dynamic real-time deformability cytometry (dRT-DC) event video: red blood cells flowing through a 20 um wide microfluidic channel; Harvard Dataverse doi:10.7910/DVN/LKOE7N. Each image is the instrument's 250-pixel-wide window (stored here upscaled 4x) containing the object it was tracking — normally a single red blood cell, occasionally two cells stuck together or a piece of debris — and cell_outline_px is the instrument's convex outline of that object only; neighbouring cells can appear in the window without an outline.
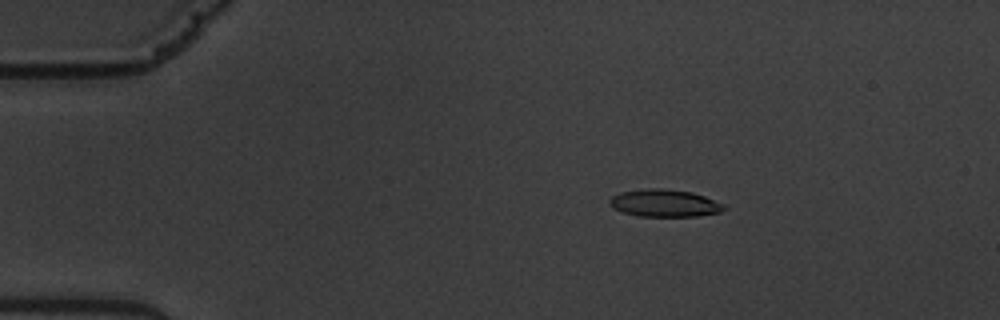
{"species": "common noctule bat (a hibernating species)", "species_latin": "Nyctalus noctula", "temperature_condition": "warm", "stored_images_in_passage": 58, "camera_frame_rate_fps": 3000, "um_per_image_px": 0.085, "animal": {"sex": "male", "body_mass_g": 19.5, "forearm_length_mm": 54.6}, "frame": {"image": 1, "passage_image": 11, "time_ms": 3.333, "image_size_px": [1000, 320], "cell_outline_px": [[728, 208], [720, 212], [696, 216], [640, 216], [624, 212], [612, 208], [608, 204], [608, 200], [612, 196], [620, 192], [648, 188], [660, 188], [692, 192], [704, 196], [724, 204]], "centroid_in_image_um": [56.47, 17.26], "position_along_channel_um": 28.5, "area_um2": 18.26}}
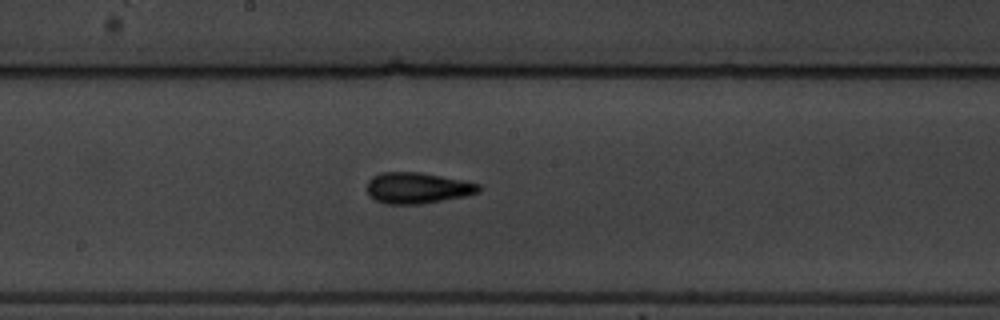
{"frame": {"image": 2, "passage_image": 32, "time_ms": 10.333, "image_size_px": [1000, 320], "cell_outline_px": [[480, 192], [464, 196], [420, 204], [384, 204], [368, 196], [368, 180], [372, 176], [380, 172], [420, 172], [480, 184]], "centroid_in_image_um": [35.43, 15.98], "position_along_channel_um": 212.8, "area_um2": 20.11}}
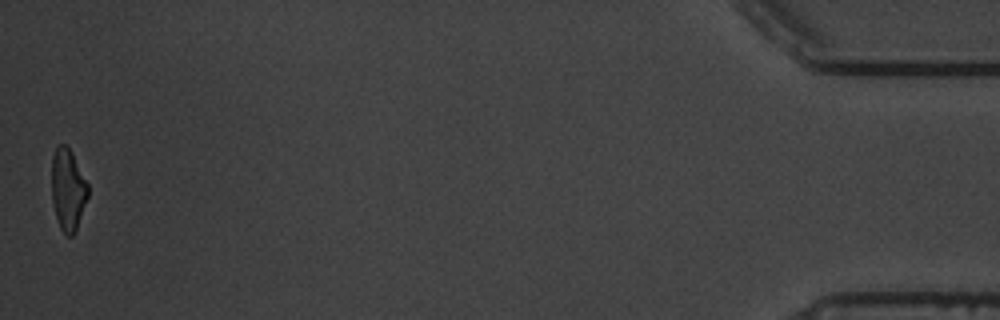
{"frame": {"image": 3, "passage_image": 58, "time_ms": 19.0, "image_size_px": [1000, 320], "cell_outline_px": [[88, 196], [76, 232], [72, 236], [68, 236], [60, 228], [56, 216], [52, 200], [52, 156], [56, 148], [60, 144], [64, 144], [72, 152], [88, 184]], "centroid_in_image_um": [5.78, 16.13], "position_along_channel_um": 429.4, "area_um2": 17.22}, "authors_computed_cell_mechanics": {"area_um2": 18.7272, "velocity_mm_per_s": 3.5404, "shape_relaxation_time_tau1_ms": 3.8067, "shape_relaxation_time_tau2_ms": 1.7384, "deformation_change_tau1": 0.1702, "deformation_change_tau2": 0.0872}}